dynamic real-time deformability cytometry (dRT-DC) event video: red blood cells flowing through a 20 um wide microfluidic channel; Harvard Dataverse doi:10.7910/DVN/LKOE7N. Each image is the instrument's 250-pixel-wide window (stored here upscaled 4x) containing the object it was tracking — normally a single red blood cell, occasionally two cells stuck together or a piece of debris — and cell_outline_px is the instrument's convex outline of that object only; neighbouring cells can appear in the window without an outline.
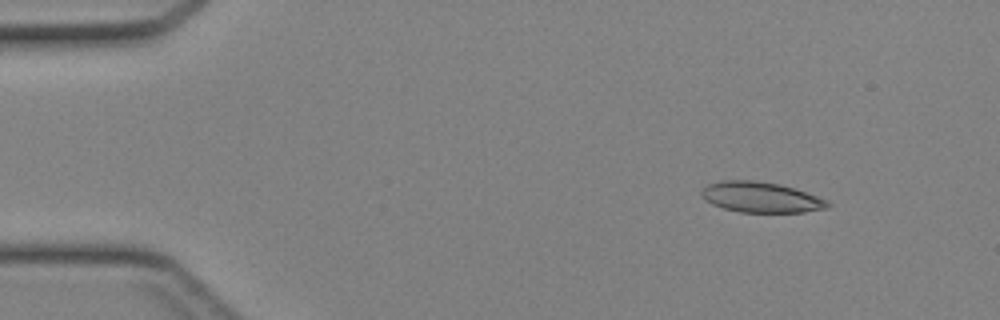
{"species": "Egyptian fruit bat (a non-hibernating species)", "species_latin": "Rousettus aegyptiacus", "temperature_condition": "cold", "stored_images_in_passage": 42, "camera_frame_rate_fps": 3000, "um_per_image_px": 0.085, "animal": {"sex": "female"}, "frame": {"image": 1, "passage_image": 4, "time_ms": 1.0, "image_size_px": [1000, 320], "cell_outline_px": [[832, 204], [828, 208], [804, 212], [740, 212], [724, 208], [712, 204], [704, 200], [700, 192], [708, 184], [720, 180], [752, 180], [780, 184], [828, 200]], "centroid_in_image_um": [64.66, 16.76], "position_along_channel_um": 20.3, "area_um2": 22.37}}
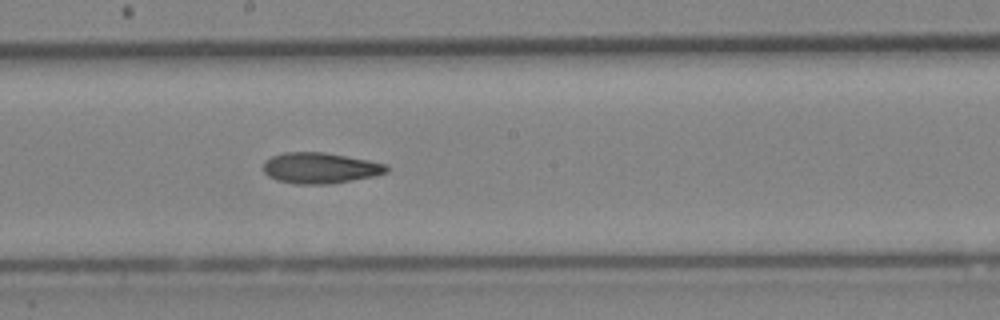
{"frame": {"image": 2, "passage_image": 23, "time_ms": 7.333, "image_size_px": [1000, 320], "cell_outline_px": [[388, 172], [376, 176], [332, 184], [296, 184], [276, 180], [268, 176], [264, 172], [264, 160], [272, 156], [284, 152], [324, 152], [368, 160], [388, 164]], "centroid_in_image_um": [27.23, 14.29], "position_along_channel_um": 221.0, "area_um2": 22.37}}
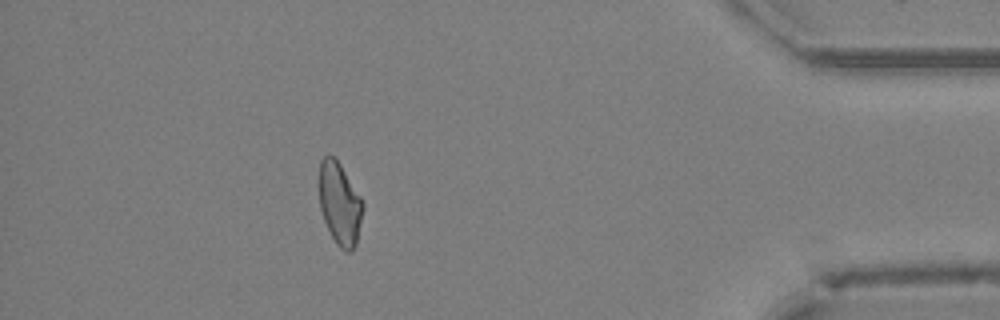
{"frame": {"image": 3, "passage_image": 38, "time_ms": 12.333, "image_size_px": [1000, 320], "cell_outline_px": [[364, 208], [356, 244], [352, 252], [344, 252], [336, 244], [324, 220], [320, 208], [316, 184], [320, 160], [328, 152], [336, 156], [364, 200]], "centroid_in_image_um": [28.85, 17.22], "position_along_channel_um": 406.4, "area_um2": 22.2}}